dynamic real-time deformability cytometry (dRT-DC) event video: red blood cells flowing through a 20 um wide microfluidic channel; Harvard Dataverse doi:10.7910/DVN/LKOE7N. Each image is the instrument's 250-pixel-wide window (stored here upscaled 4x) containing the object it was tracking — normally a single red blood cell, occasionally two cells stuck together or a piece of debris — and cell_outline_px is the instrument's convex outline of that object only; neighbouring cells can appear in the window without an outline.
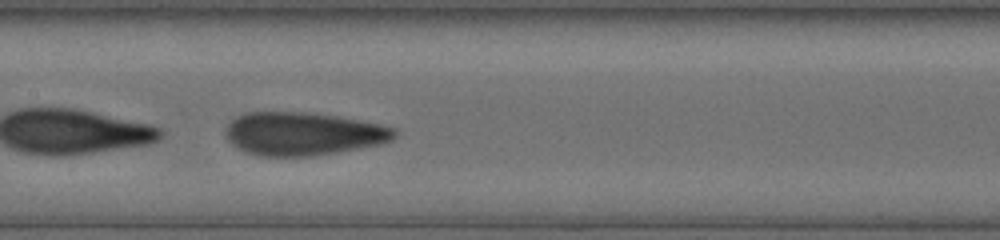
{"species": "human", "species_latin": "Homo sapiens", "temperature_condition": "cold", "stored_images_in_passage": 32, "camera_frame_rate_fps": 3000, "um_per_image_px": 0.085, "donor": {"sex": "female"}, "frame": {"image": 1, "passage_image": 20, "time_ms": 5.0, "image_size_px": [1000, 240], "cell_outline_px": [[400, 132], [392, 140], [384, 144], [312, 156], [260, 156], [244, 152], [232, 144], [228, 140], [228, 124], [236, 116], [244, 112], [304, 112], [336, 116], [380, 124], [396, 128]], "centroid_in_image_um": [25.81, 11.37], "position_along_channel_um": 181.6, "area_um2": 42.54}}
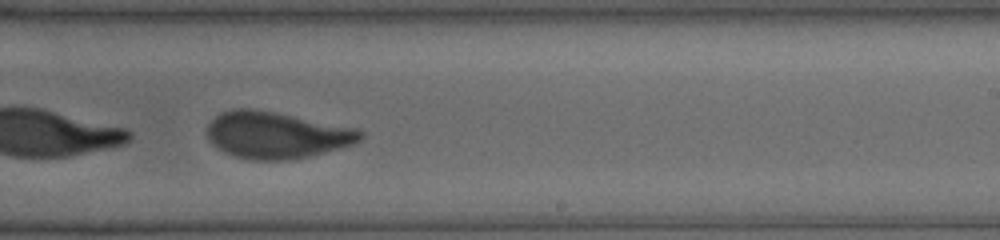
{"frame": {"image": 2, "passage_image": 28, "time_ms": 7.0, "image_size_px": [1000, 240], "cell_outline_px": [[364, 136], [360, 140], [352, 144], [340, 148], [292, 160], [248, 160], [224, 152], [212, 144], [208, 136], [208, 124], [220, 112], [232, 108], [248, 108], [272, 112], [352, 128], [364, 132]], "centroid_in_image_um": [23.44, 11.49], "position_along_channel_um": 265.6, "area_um2": 41.1}}
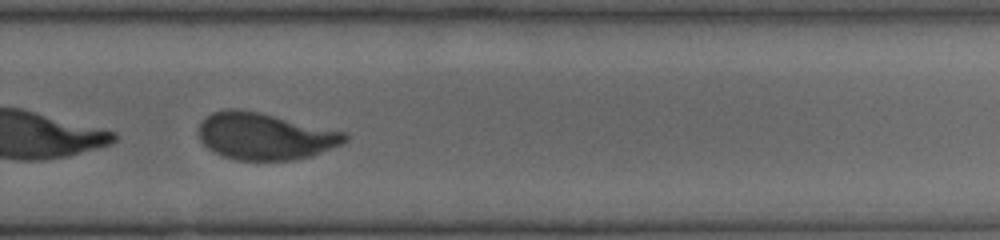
{"frame": {"image": 3, "passage_image": 31, "time_ms": 8.0, "image_size_px": [1000, 240], "cell_outline_px": [[348, 140], [340, 144], [312, 156], [292, 160], [236, 160], [212, 152], [200, 140], [196, 132], [196, 128], [200, 120], [204, 116], [212, 112], [224, 108], [240, 108], [260, 112], [348, 132]], "centroid_in_image_um": [22.46, 11.55], "position_along_channel_um": 307.3, "area_um2": 40.69}}